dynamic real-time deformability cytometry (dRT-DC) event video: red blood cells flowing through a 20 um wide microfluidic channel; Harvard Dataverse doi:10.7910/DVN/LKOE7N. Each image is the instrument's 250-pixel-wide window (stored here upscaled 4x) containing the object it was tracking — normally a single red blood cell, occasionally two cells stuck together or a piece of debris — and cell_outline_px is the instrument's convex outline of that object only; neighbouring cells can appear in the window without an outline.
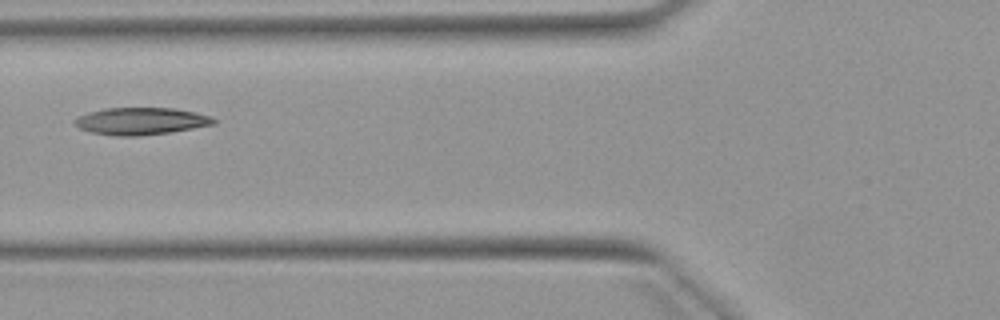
{"species": "Egyptian fruit bat (a non-hibernating species)", "species_latin": "Rousettus aegyptiacus", "temperature_condition": "warm", "stored_images_in_passage": 5, "camera_frame_rate_fps": 3000, "um_per_image_px": 0.085, "animal": {"sex": "female"}, "frame": {"image": 1, "passage_image": 4, "time_ms": 3.667, "image_size_px": [1000, 320], "cell_outline_px": [[216, 124], [168, 132], [140, 136], [116, 136], [92, 132], [80, 128], [72, 120], [76, 116], [88, 112], [104, 108], [172, 108], [196, 112], [212, 116], [216, 120]], "centroid_in_image_um": [11.97, 10.29], "position_along_channel_um": 113.8, "area_um2": 22.02}}
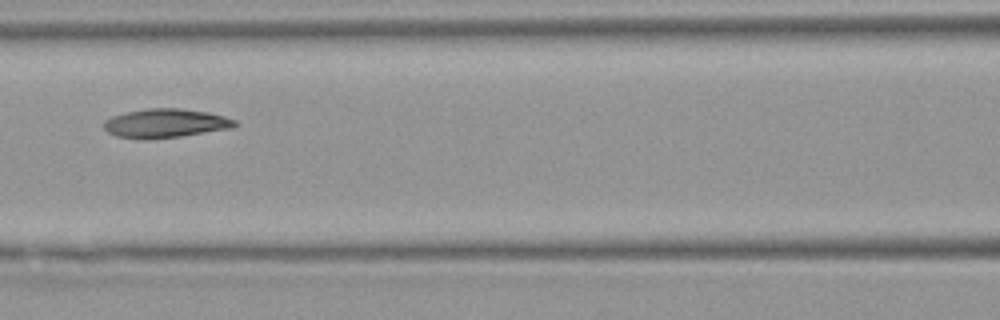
{"frame": {"image": 2, "passage_image": 5, "time_ms": 4.667, "image_size_px": [1000, 320], "cell_outline_px": [[240, 124], [232, 128], [180, 136], [148, 140], [140, 140], [116, 136], [108, 132], [104, 128], [104, 120], [112, 116], [128, 112], [148, 108], [176, 108], [208, 112], [224, 116], [236, 120]], "centroid_in_image_um": [14.07, 10.49], "position_along_channel_um": 152.5, "area_um2": 22.2}}